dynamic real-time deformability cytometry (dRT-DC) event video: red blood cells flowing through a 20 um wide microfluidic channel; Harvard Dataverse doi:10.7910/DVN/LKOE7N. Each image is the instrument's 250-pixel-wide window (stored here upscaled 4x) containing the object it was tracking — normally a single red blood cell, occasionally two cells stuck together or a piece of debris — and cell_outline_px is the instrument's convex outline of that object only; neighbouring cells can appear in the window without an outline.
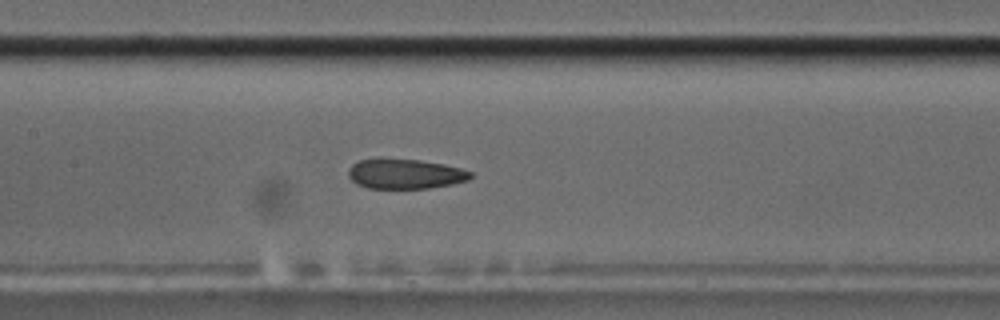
{"species": "common noctule bat (a hibernating species)", "species_latin": "Nyctalus noctula", "temperature_condition": "cold", "stored_images_in_passage": 44, "camera_frame_rate_fps": 3000, "um_per_image_px": 0.085, "animal": {"sex": "male", "body_mass_g": 17.5, "forearm_length_mm": 52.3}, "frame": {"image": 1, "passage_image": 14, "time_ms": 4.333, "image_size_px": [1000, 320], "cell_outline_px": [[472, 176], [468, 180], [452, 184], [428, 188], [368, 188], [356, 184], [348, 176], [348, 168], [352, 164], [360, 160], [420, 160], [444, 164], [460, 168], [472, 172]], "centroid_in_image_um": [34.45, 14.8], "position_along_channel_um": 173.0, "area_um2": 20.92}}
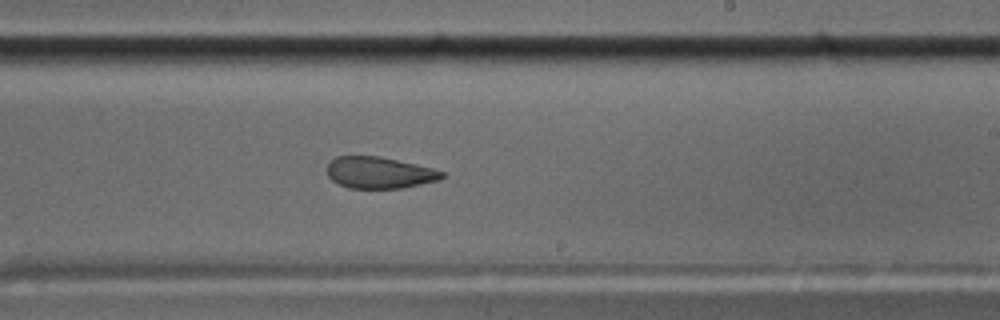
{"frame": {"image": 2, "passage_image": 21, "time_ms": 6.667, "image_size_px": [1000, 320], "cell_outline_px": [[444, 176], [440, 180], [404, 188], [348, 188], [332, 180], [328, 176], [328, 164], [336, 156], [380, 156], [416, 164], [432, 168], [444, 172]], "centroid_in_image_um": [32.27, 14.68], "position_along_channel_um": 256.7, "area_um2": 21.1}}
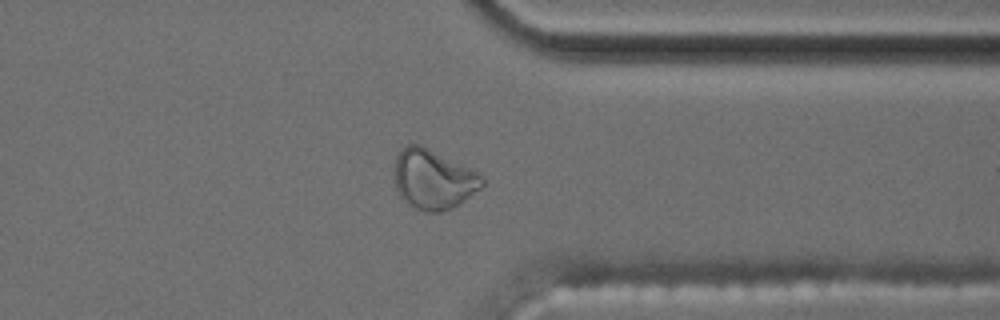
{"frame": {"image": 3, "passage_image": 31, "time_ms": 10.0, "image_size_px": [1000, 320], "cell_outline_px": [[484, 184], [480, 188], [452, 208], [440, 212], [424, 212], [408, 204], [400, 196], [396, 188], [392, 176], [392, 172], [396, 156], [408, 144], [420, 144], [484, 176]], "centroid_in_image_um": [36.77, 15.25], "position_along_channel_um": 374.6, "area_um2": 30.35}, "authors_computed_cell_mechanics": {"area_um2": 23.6113, "velocity_mm_per_s": 3.6096, "shape_relaxation_time_tau1_ms": null, "shape_relaxation_time_tau2_ms": 1.8435, "deformation_change_tau1": null, "deformation_change_tau2": 0.0822}}